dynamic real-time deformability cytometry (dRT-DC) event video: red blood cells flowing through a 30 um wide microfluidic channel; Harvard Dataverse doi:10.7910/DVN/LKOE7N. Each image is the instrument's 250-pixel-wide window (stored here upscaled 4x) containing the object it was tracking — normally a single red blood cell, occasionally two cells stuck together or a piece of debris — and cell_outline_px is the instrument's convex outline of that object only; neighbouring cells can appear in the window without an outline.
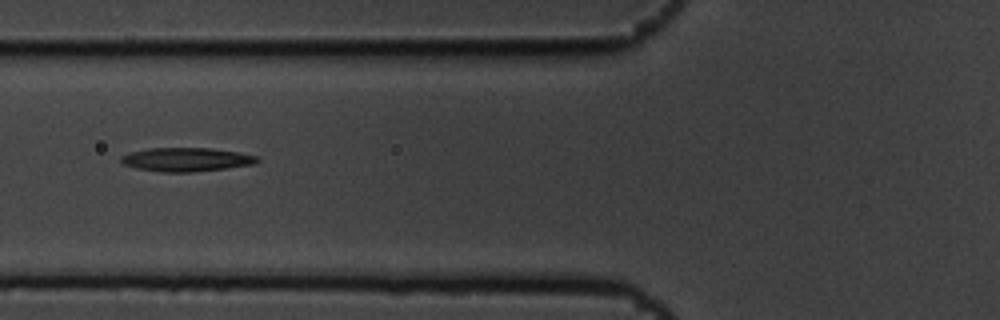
{"species": "common noctule bat (a hibernating species)", "species_latin": "Nyctalus noctula", "temperature_condition": "cold", "stored_images_in_passage": 7, "camera_frame_rate_fps": 3000, "um_per_image_px": 0.085, "animal": {"sex": "male", "body_mass_g": 19.5, "forearm_length_mm": 54.6}, "frame": {"image": 1, "passage_image": 5, "time_ms": 1.333, "image_size_px": [1000, 320], "cell_outline_px": [[260, 160], [256, 164], [192, 172], [160, 172], [136, 168], [124, 164], [120, 160], [120, 156], [128, 152], [148, 148], [212, 148], [240, 152], [260, 156]], "centroid_in_image_um": [15.86, 13.55], "position_along_channel_um": 109.9, "area_um2": 19.07}}
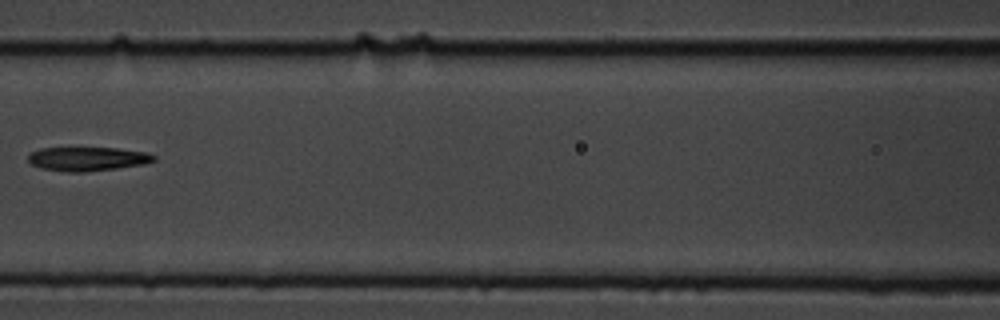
{"frame": {"image": 2, "passage_image": 6, "time_ms": 1.667, "image_size_px": [1000, 320], "cell_outline_px": [[156, 160], [144, 164], [116, 168], [84, 172], [68, 172], [40, 168], [32, 164], [28, 160], [28, 156], [32, 152], [40, 148], [120, 148], [148, 152], [156, 156]], "centroid_in_image_um": [7.47, 13.5], "position_along_channel_um": 159.1, "area_um2": 17.57}}
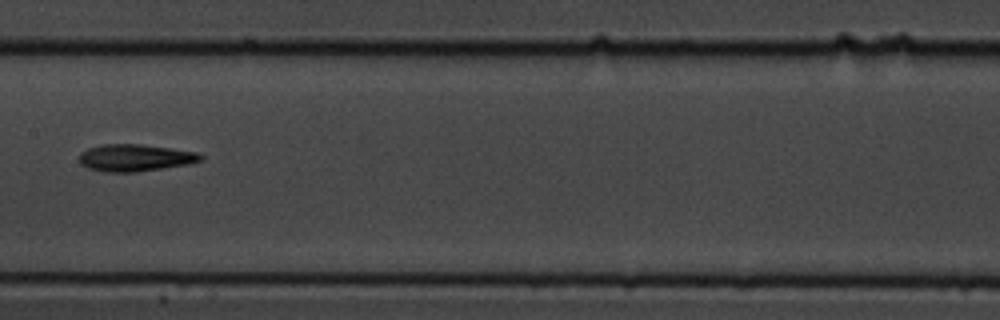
{"frame": {"image": 3, "passage_image": 7, "time_ms": 2.0, "image_size_px": [1000, 320], "cell_outline_px": [[204, 160], [188, 164], [136, 172], [104, 172], [88, 168], [80, 164], [80, 152], [88, 148], [104, 144], [140, 144], [196, 152], [204, 156]], "centroid_in_image_um": [11.47, 13.41], "position_along_channel_um": 195.9, "area_um2": 19.07}}